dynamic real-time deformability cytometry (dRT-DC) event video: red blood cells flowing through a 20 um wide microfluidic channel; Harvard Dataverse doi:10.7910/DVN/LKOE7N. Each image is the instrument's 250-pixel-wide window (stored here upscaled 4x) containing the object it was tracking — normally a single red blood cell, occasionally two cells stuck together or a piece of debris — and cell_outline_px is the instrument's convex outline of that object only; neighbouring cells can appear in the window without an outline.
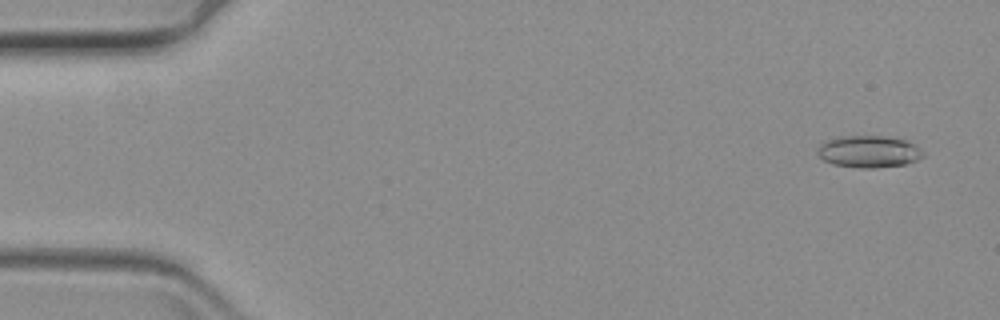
{"species": "common noctule bat (a hibernating species)", "species_latin": "Nyctalus noctula", "temperature_condition": "warm", "stored_images_in_passage": 38, "camera_frame_rate_fps": 3000, "um_per_image_px": 0.085, "animal": {"sex": "female", "body_mass_g": 19.3, "forearm_length_mm": 54.1}, "frame": {"image": 1, "passage_image": 4, "time_ms": 1.0, "image_size_px": [1000, 320], "cell_outline_px": [[924, 156], [916, 160], [904, 164], [876, 168], [856, 168], [832, 164], [824, 160], [816, 152], [816, 148], [820, 144], [828, 140], [844, 136], [880, 136], [908, 140]], "centroid_in_image_um": [73.78, 12.9], "position_along_channel_um": 11.2, "area_um2": 19.42}}
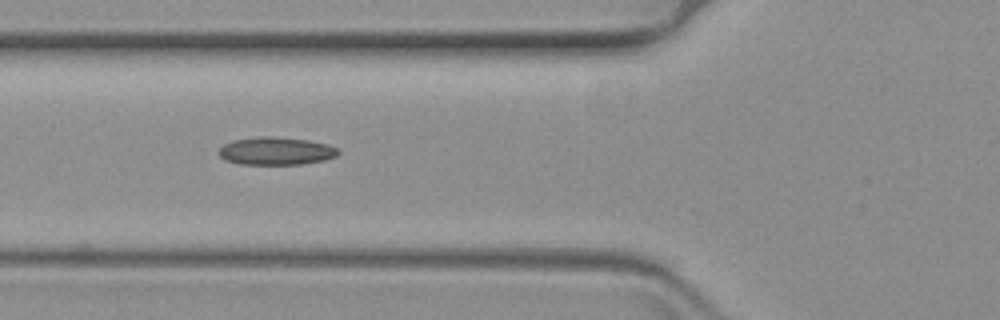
{"frame": {"image": 2, "passage_image": 24, "time_ms": 7.667, "image_size_px": [1000, 320], "cell_outline_px": [[340, 152], [336, 156], [324, 160], [300, 164], [240, 164], [224, 160], [220, 156], [220, 148], [224, 144], [232, 140], [264, 136], [272, 136], [308, 140], [328, 144], [340, 148]], "centroid_in_image_um": [23.49, 12.83], "position_along_channel_um": 102.3, "area_um2": 19.36}}
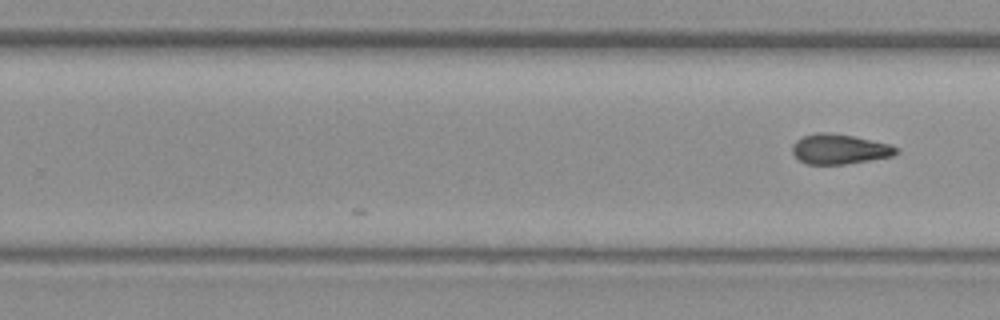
{"frame": {"image": 3, "passage_image": 38, "time_ms": 12.333, "image_size_px": [1000, 320], "cell_outline_px": [[900, 152], [892, 156], [844, 164], [808, 164], [800, 160], [792, 152], [792, 144], [796, 140], [804, 136], [816, 132], [828, 132], [852, 136], [888, 144], [896, 148]], "centroid_in_image_um": [71.32, 12.67], "position_along_channel_um": 258.5, "area_um2": 17.86}}